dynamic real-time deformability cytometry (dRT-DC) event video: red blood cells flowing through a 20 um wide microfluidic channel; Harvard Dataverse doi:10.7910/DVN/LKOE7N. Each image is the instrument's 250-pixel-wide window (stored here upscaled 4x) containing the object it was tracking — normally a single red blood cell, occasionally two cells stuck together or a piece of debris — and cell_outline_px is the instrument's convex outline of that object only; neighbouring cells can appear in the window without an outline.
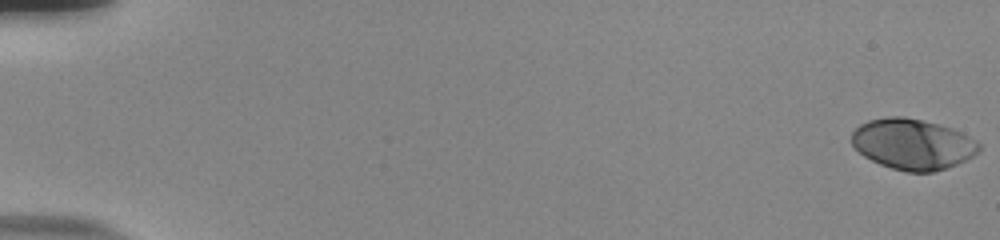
{"species": "human", "species_latin": "Homo sapiens", "temperature_condition": "room temperature", "stored_images_in_passage": 55, "camera_frame_rate_fps": 3000, "um_per_image_px": 0.085, "donor": {"sex": "male"}, "frame": {"image": 1, "passage_image": 1, "time_ms": 0.0, "image_size_px": [1000, 240], "cell_outline_px": [[980, 148], [972, 156], [956, 164], [932, 172], [908, 172], [892, 168], [880, 164], [864, 156], [852, 144], [852, 132], [860, 124], [868, 120], [888, 116], [904, 116], [924, 120], [952, 128], [976, 140], [980, 144]], "centroid_in_image_um": [77.56, 12.23], "position_along_channel_um": 7.4, "area_um2": 37.4}}
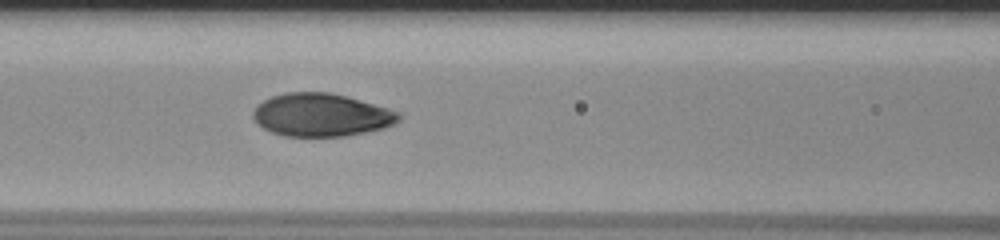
{"frame": {"image": 2, "passage_image": 26, "time_ms": 8.333, "image_size_px": [1000, 240], "cell_outline_px": [[404, 116], [396, 124], [384, 128], [344, 136], [284, 136], [272, 132], [256, 124], [252, 116], [252, 112], [256, 104], [272, 96], [284, 92], [332, 92], [388, 108], [400, 112]], "centroid_in_image_um": [27.31, 9.76], "position_along_channel_um": 139.3, "area_um2": 36.82}}
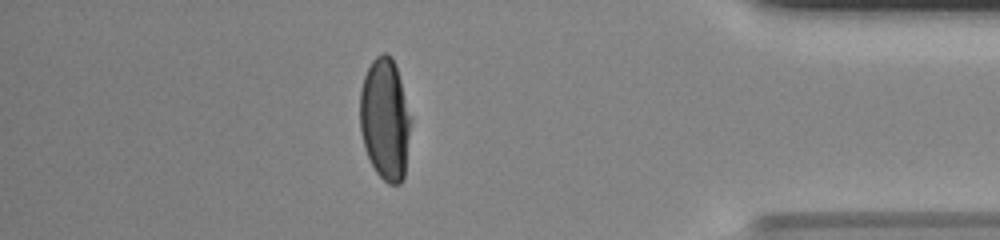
{"frame": {"image": 3, "passage_image": 49, "time_ms": 16.0, "image_size_px": [1000, 240], "cell_outline_px": [[408, 136], [404, 176], [400, 184], [388, 184], [376, 172], [364, 148], [360, 128], [360, 88], [364, 76], [372, 60], [376, 56], [384, 52], [388, 52], [392, 56], [400, 80], [408, 116]], "centroid_in_image_um": [32.67, 10.12], "position_along_channel_um": 402.5, "area_um2": 35.2}, "authors_computed_cell_mechanics": {"area_um2": 36.8764, "velocity_mm_per_s": 3.8312, "shape_relaxation_time_tau1_ms": 4.7069, "shape_relaxation_time_tau2_ms": null, "deformation_change_tau1": 0.2151, "deformation_change_tau2": null}}